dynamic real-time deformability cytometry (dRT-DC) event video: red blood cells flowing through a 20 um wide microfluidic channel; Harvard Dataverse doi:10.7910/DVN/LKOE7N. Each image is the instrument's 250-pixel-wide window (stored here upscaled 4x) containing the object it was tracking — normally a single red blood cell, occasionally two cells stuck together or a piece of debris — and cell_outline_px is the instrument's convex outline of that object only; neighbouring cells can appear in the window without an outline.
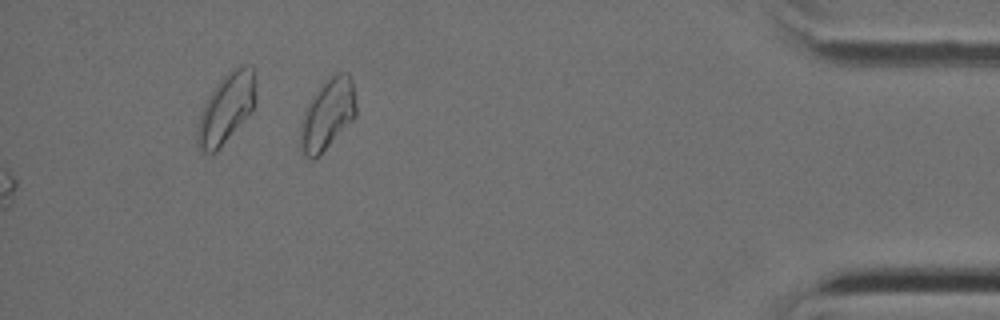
{"species": "Egyptian fruit bat (a non-hibernating species)", "species_latin": "Rousettus aegyptiacus", "temperature_condition": "cold", "stored_images_in_passage": 37, "camera_frame_rate_fps": 3000, "um_per_image_px": 0.085, "animal": {"sex": "female"}, "frame": {"image": 1, "passage_image": 37, "time_ms": 12.0, "image_size_px": [1000, 320], "cell_outline_px": [[356, 116], [320, 156], [316, 160], [312, 160], [304, 156], [300, 148], [300, 124], [304, 112], [308, 104], [320, 84], [336, 72], [348, 72], [352, 80], [356, 104]], "centroid_in_image_um": [27.83, 9.75], "position_along_channel_um": 407.4, "area_um2": 23.29}}